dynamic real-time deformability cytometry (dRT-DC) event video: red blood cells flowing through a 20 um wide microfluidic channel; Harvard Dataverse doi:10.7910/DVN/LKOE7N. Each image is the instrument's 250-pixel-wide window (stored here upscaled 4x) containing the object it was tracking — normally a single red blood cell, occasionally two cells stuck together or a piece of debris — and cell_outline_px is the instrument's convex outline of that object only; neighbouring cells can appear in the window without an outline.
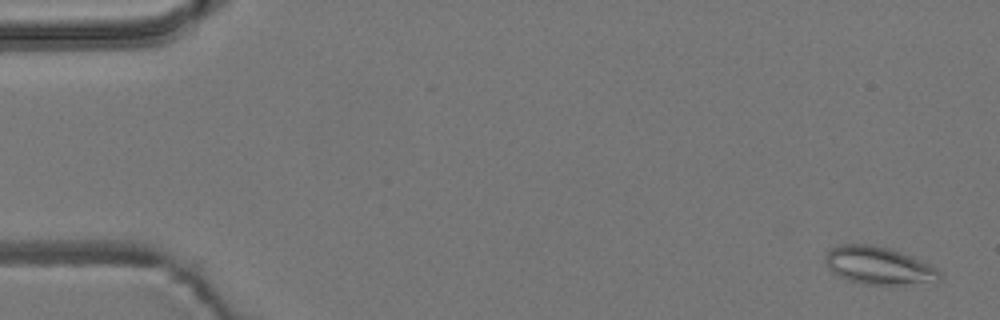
{"species": "common noctule bat (a hibernating species)", "species_latin": "Nyctalus noctula", "temperature_condition": "room temperature", "stored_images_in_passage": 4, "camera_frame_rate_fps": 3000, "um_per_image_px": 0.085, "animal": {"sex": "male", "body_mass_g": 19.2, "forearm_length_mm": 51.8}, "frame": {"image": 1, "passage_image": 1, "time_ms": 0.0, "image_size_px": [1000, 320], "cell_outline_px": [[944, 280], [936, 284], [864, 284], [848, 280], [832, 272], [828, 268], [824, 260], [824, 256], [832, 248], [844, 244], [872, 244], [888, 248], [900, 252], [928, 264], [936, 268], [940, 272]], "centroid_in_image_um": [74.74, 22.6], "position_along_channel_um": 10.3, "area_um2": 25.26}}